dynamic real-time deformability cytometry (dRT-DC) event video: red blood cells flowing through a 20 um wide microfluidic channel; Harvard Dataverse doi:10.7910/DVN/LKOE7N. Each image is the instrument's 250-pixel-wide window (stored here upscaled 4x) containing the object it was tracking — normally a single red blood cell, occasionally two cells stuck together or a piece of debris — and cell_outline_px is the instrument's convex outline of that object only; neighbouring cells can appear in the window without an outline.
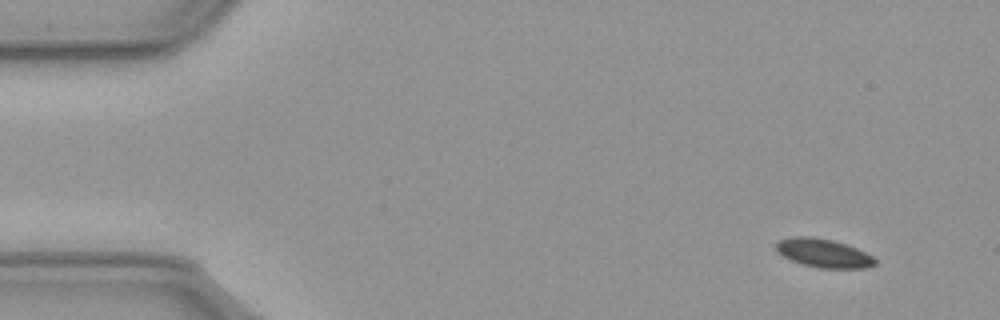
{"species": "common noctule bat (a hibernating species)", "species_latin": "Nyctalus noctula", "temperature_condition": "cold", "stored_images_in_passage": 57, "camera_frame_rate_fps": 3000, "um_per_image_px": 0.085, "animal": {"sex": "male", "body_mass_g": 23.1, "forearm_length_mm": 52.7}, "frame": {"image": 1, "passage_image": 4, "time_ms": 1.0, "image_size_px": [1000, 320], "cell_outline_px": [[876, 264], [868, 268], [820, 268], [804, 264], [792, 260], [776, 252], [776, 244], [780, 240], [792, 236], [812, 236], [832, 240], [856, 248], [872, 256], [876, 260]], "centroid_in_image_um": [70.0, 21.51], "position_along_channel_um": 15.0, "area_um2": 16.36}}
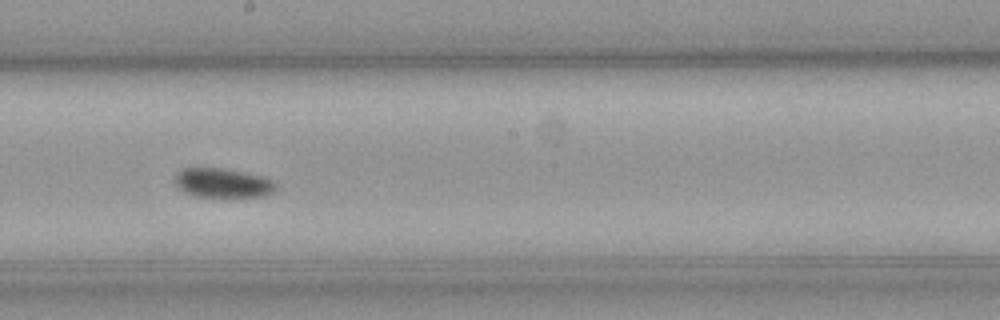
{"frame": {"image": 2, "passage_image": 31, "time_ms": 10.0, "image_size_px": [1000, 320], "cell_outline_px": [[276, 188], [272, 192], [264, 196], [192, 196], [184, 192], [176, 184], [176, 176], [184, 168], [220, 168], [260, 176], [272, 180], [276, 184]], "centroid_in_image_um": [18.93, 15.56], "position_along_channel_um": 229.3, "area_um2": 16.7}}
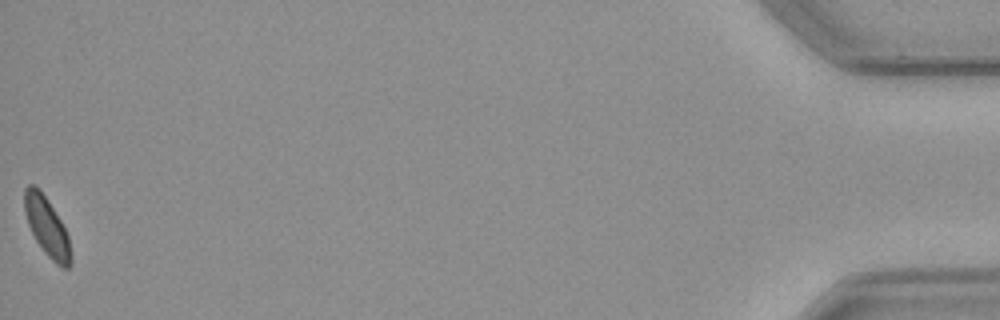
{"frame": {"image": 3, "passage_image": 57, "time_ms": 18.667, "image_size_px": [1000, 320], "cell_outline_px": [[72, 264], [68, 268], [64, 268], [56, 264], [44, 252], [36, 240], [28, 224], [24, 212], [24, 188], [28, 184], [32, 184], [44, 196], [60, 220], [68, 236], [72, 256]], "centroid_in_image_um": [3.99, 19.32], "position_along_channel_um": 431.2, "area_um2": 15.61}}